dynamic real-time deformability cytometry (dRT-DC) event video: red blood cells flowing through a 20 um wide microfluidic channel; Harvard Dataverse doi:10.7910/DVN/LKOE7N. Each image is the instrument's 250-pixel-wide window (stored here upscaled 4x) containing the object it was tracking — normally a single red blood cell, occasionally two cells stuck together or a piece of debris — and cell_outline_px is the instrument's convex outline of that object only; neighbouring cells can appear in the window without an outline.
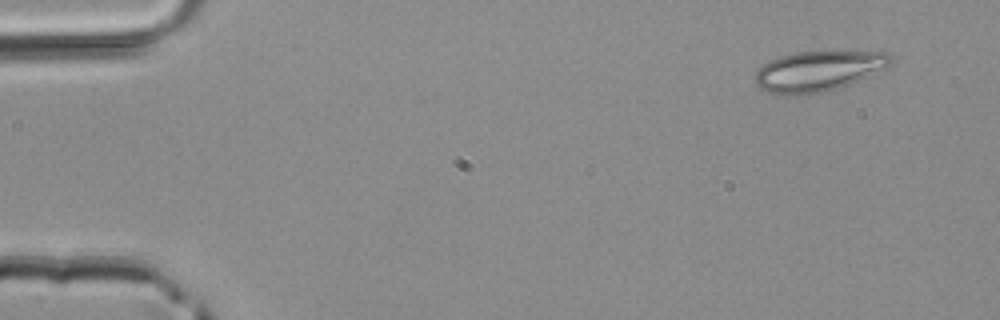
{"species": "common noctule bat (a hibernating species)", "species_latin": "Nyctalus noctula", "temperature_condition": "room temperature", "stored_images_in_passage": 3, "camera_frame_rate_fps": 3000, "um_per_image_px": 0.085, "animal": {"sex": "male", "body_mass_g": 20.4}, "frame": {"image": 1, "passage_image": 1, "time_ms": 0.0, "image_size_px": [1000, 320], "cell_outline_px": [[892, 64], [848, 84], [836, 88], [820, 92], [796, 96], [788, 96], [768, 92], [760, 88], [756, 84], [756, 68], [768, 60], [780, 56], [796, 52], [888, 52], [892, 60]], "centroid_in_image_um": [69.47, 6.05], "position_along_channel_um": 15.5, "area_um2": 31.5}}